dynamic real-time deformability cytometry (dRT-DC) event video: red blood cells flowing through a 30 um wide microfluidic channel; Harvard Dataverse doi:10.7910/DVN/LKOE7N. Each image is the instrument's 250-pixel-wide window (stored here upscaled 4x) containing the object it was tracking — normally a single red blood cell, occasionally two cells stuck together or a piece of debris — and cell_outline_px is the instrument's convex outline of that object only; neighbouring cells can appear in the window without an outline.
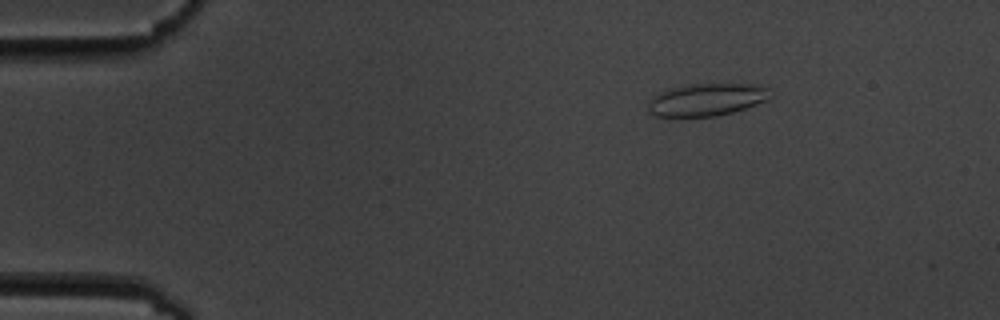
{"species": "common noctule bat (a hibernating species)", "species_latin": "Nyctalus noctula", "temperature_condition": "cold", "stored_images_in_passage": 9, "camera_frame_rate_fps": 3000, "um_per_image_px": 0.085, "animal": {"sex": "male", "body_mass_g": 19.5, "forearm_length_mm": 54.6}, "frame": {"image": 1, "passage_image": 3, "time_ms": 2.333, "image_size_px": [1000, 320], "cell_outline_px": [[772, 96], [768, 100], [732, 112], [716, 116], [652, 116], [648, 112], [648, 104], [652, 96], [668, 88], [692, 84], [756, 84], [772, 88]], "centroid_in_image_um": [60.09, 8.46], "position_along_channel_um": 24.9, "area_um2": 23.29}}
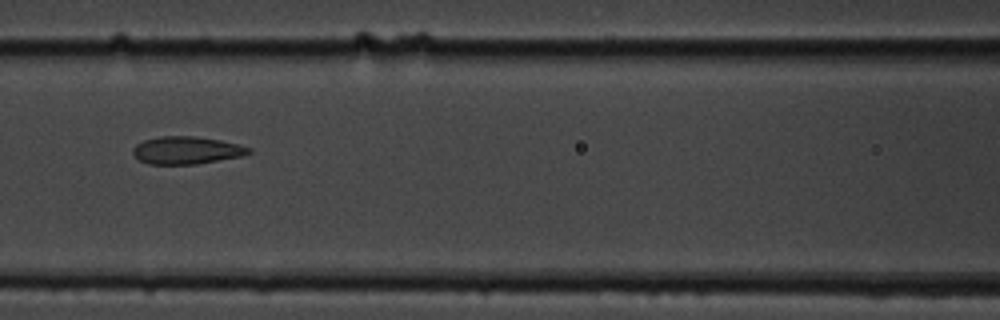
{"frame": {"image": 2, "passage_image": 8, "time_ms": 8.0, "image_size_px": [1000, 320], "cell_outline_px": [[252, 152], [244, 156], [196, 164], [148, 164], [140, 160], [132, 152], [132, 148], [136, 144], [144, 140], [160, 136], [196, 136], [220, 140], [240, 144], [252, 148]], "centroid_in_image_um": [15.9, 12.77], "position_along_channel_um": 150.7, "area_um2": 18.79}}
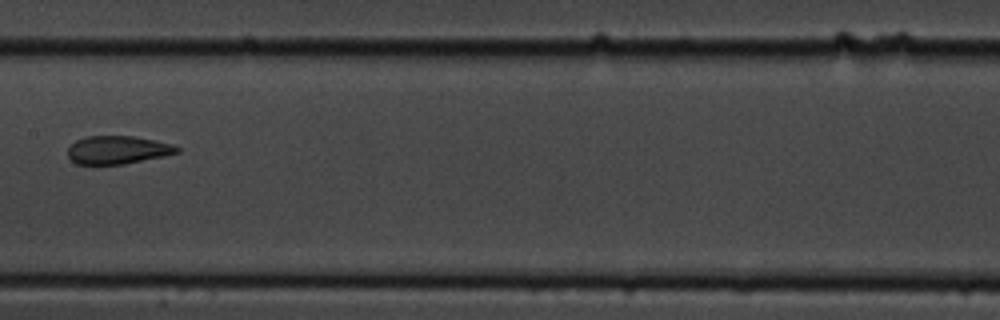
{"frame": {"image": 3, "passage_image": 9, "time_ms": 9.333, "image_size_px": [1000, 320], "cell_outline_px": [[180, 152], [164, 156], [124, 164], [76, 164], [68, 156], [68, 148], [76, 140], [84, 136], [132, 136], [172, 144], [180, 148]], "centroid_in_image_um": [9.99, 12.74], "position_along_channel_um": 197.4, "area_um2": 17.8}}